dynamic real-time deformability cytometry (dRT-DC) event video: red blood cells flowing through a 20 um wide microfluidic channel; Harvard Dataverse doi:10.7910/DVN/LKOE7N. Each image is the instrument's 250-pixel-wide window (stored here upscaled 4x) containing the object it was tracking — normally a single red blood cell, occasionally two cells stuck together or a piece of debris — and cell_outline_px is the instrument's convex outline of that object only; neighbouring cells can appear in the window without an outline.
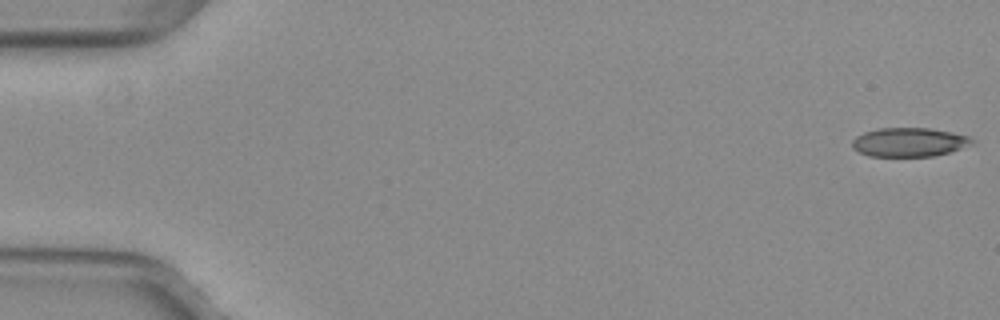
{"species": "common noctule bat (a hibernating species)", "species_latin": "Nyctalus noctula", "temperature_condition": "warm", "stored_images_in_passage": 52, "camera_frame_rate_fps": 3000, "um_per_image_px": 0.085, "animal": {"sex": "female", "body_mass_g": 29.2, "forearm_length_mm": 56.3}, "frame": {"image": 1, "passage_image": 1, "time_ms": 0.0, "image_size_px": [1000, 320], "cell_outline_px": [[976, 144], [948, 152], [932, 156], [868, 156], [852, 148], [852, 140], [856, 136], [864, 132], [880, 128], [928, 128], [952, 132], [968, 136], [976, 140]], "centroid_in_image_um": [77.3, 12.08], "position_along_channel_um": 7.7, "area_um2": 20.29}}
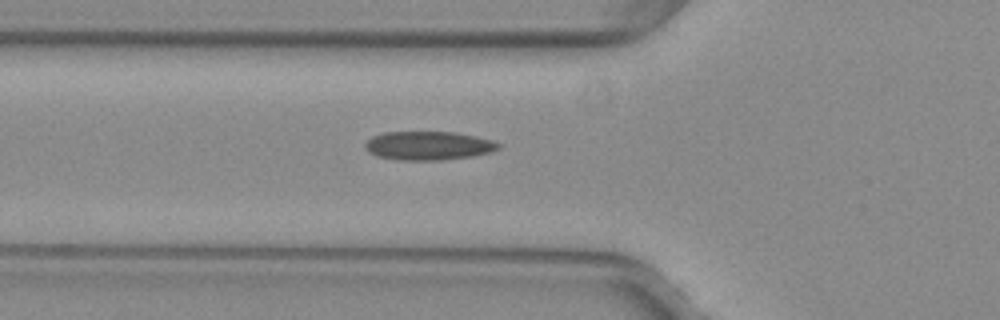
{"frame": {"image": 2, "passage_image": 19, "time_ms": 6.0, "image_size_px": [1000, 320], "cell_outline_px": [[500, 148], [492, 152], [472, 156], [440, 160], [396, 160], [376, 156], [368, 152], [364, 148], [364, 144], [372, 136], [384, 132], [456, 132], [476, 136], [492, 140], [500, 144]], "centroid_in_image_um": [36.4, 12.38], "position_along_channel_um": 89.4, "area_um2": 22.48}}
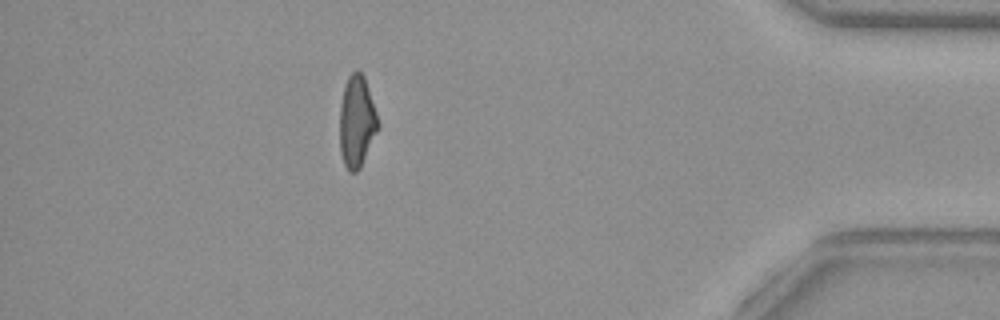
{"frame": {"image": 3, "passage_image": 46, "time_ms": 15.0, "image_size_px": [1000, 320], "cell_outline_px": [[380, 128], [360, 168], [356, 172], [348, 172], [344, 164], [340, 152], [340, 104], [344, 88], [348, 76], [352, 72], [360, 72], [364, 76], [380, 124]], "centroid_in_image_um": [30.33, 10.38], "position_along_channel_um": 404.9, "area_um2": 20.52}, "authors_computed_cell_mechanics": {"area_um2": 21.5305, "velocity_mm_per_s": 4.0318, "shape_relaxation_time_tau1_ms": null, "shape_relaxation_time_tau2_ms": 1.7509, "deformation_change_tau1": null, "deformation_change_tau2": 0.0971}}